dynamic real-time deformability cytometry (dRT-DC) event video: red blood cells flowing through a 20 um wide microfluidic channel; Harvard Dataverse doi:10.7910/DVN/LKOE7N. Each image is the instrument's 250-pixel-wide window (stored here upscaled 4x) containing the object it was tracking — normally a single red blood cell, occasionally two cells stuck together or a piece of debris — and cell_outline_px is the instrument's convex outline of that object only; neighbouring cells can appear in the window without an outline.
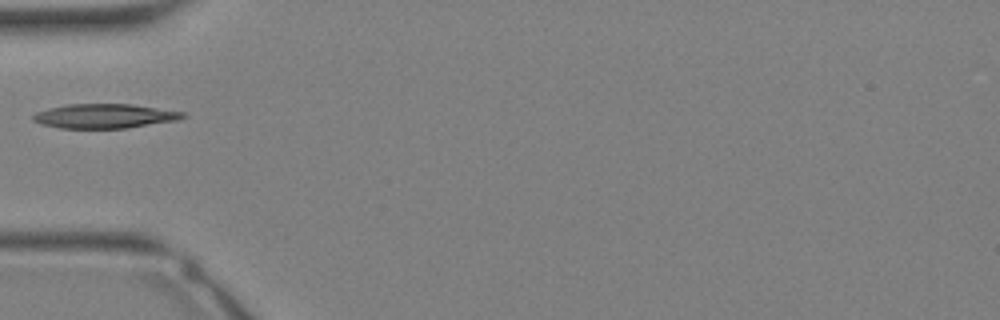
{"species": "Egyptian fruit bat (a non-hibernating species)", "species_latin": "Rousettus aegyptiacus", "temperature_condition": "warm", "stored_images_in_passage": 23, "camera_frame_rate_fps": 3000, "um_per_image_px": 0.085, "animal": {"sex": "female"}, "frame": {"image": 1, "passage_image": 1, "time_ms": 0.0, "image_size_px": [1000, 320], "cell_outline_px": [[188, 116], [176, 120], [128, 128], [60, 128], [40, 124], [32, 120], [32, 116], [36, 112], [48, 108], [68, 104], [132, 104], [188, 112]], "centroid_in_image_um": [8.91, 9.86], "position_along_channel_um": 76.1, "area_um2": 21.44}}
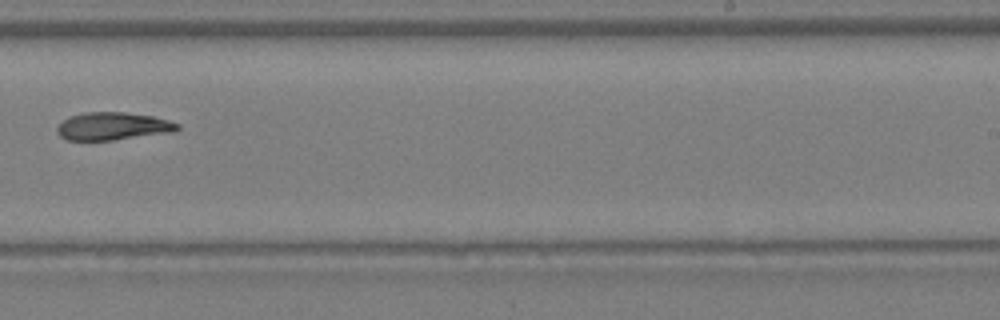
{"frame": {"image": 2, "passage_image": 11, "time_ms": 3.333, "image_size_px": [1000, 320], "cell_outline_px": [[180, 128], [176, 132], [112, 140], [68, 140], [60, 136], [56, 132], [56, 128], [68, 116], [84, 112], [124, 112], [152, 116], [168, 120], [180, 124]], "centroid_in_image_um": [9.61, 10.73], "position_along_channel_um": 279.4, "area_um2": 19.59}}
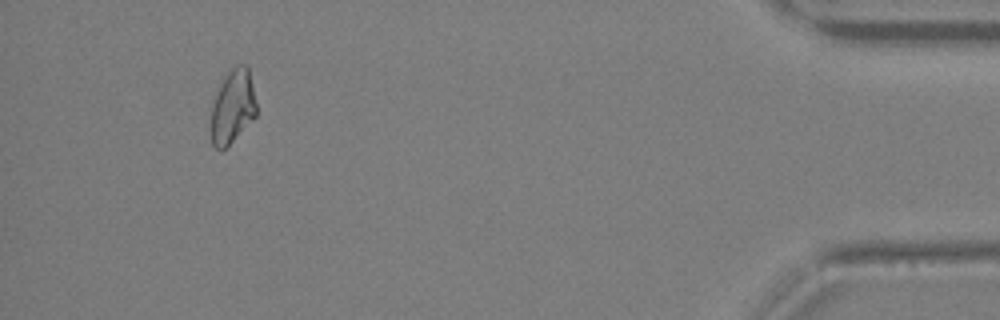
{"frame": {"image": 3, "passage_image": 21, "time_ms": 6.667, "image_size_px": [1000, 320], "cell_outline_px": [[256, 116], [224, 148], [216, 148], [212, 144], [212, 104], [216, 92], [220, 84], [228, 72], [236, 64], [248, 64], [256, 104]], "centroid_in_image_um": [19.79, 9.0], "position_along_channel_um": 415.4, "area_um2": 19.07}}